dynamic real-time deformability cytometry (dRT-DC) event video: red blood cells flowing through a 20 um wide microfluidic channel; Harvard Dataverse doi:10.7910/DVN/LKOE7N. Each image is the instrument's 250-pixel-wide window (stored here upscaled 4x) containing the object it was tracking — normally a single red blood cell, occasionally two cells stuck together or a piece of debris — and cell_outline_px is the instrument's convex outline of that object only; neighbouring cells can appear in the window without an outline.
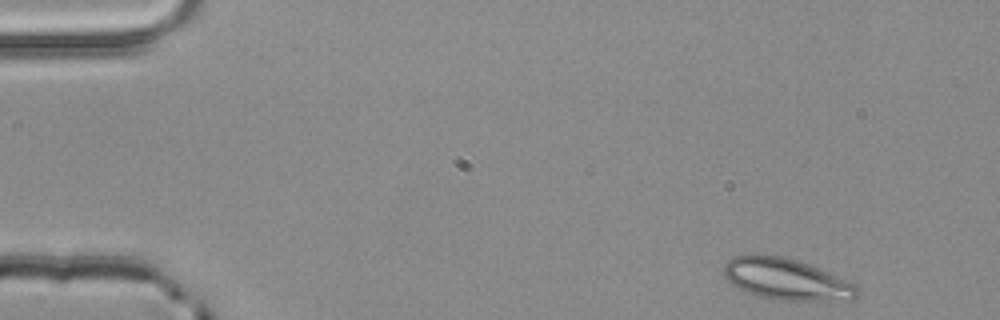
{"species": "common noctule bat (a hibernating species)", "species_latin": "Nyctalus noctula", "temperature_condition": "room temperature", "stored_images_in_passage": 3, "camera_frame_rate_fps": 3000, "um_per_image_px": 0.085, "animal": {"sex": "male", "body_mass_g": 20.4}, "frame": {"image": 1, "passage_image": 1, "time_ms": 0.0, "image_size_px": [1000, 320], "cell_outline_px": [[860, 292], [852, 300], [832, 304], [828, 304], [772, 300], [744, 292], [732, 284], [724, 276], [724, 264], [732, 256], [748, 252], [780, 256], [796, 260], [808, 264], [856, 284]], "centroid_in_image_um": [66.88, 23.79], "position_along_channel_um": 18.1, "area_um2": 33.76}}